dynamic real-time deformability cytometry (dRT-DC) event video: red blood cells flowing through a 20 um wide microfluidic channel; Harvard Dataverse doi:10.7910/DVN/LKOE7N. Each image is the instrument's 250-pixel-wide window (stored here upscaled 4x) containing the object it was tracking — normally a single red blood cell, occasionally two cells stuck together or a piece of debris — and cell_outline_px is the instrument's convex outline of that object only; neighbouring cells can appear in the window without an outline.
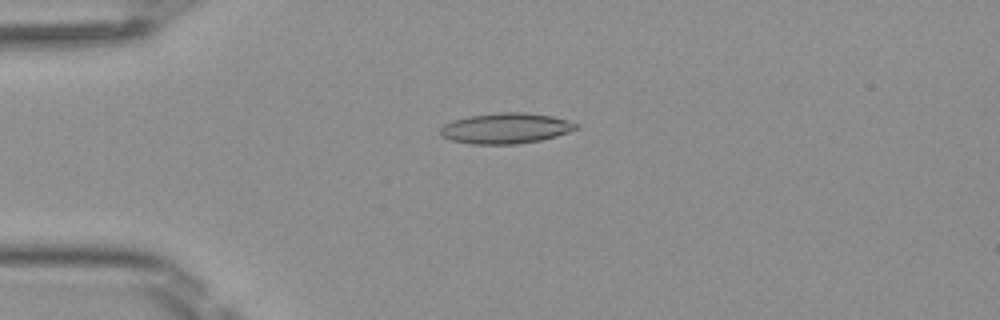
{"species": "Egyptian fruit bat (a non-hibernating species)", "species_latin": "Rousettus aegyptiacus", "temperature_condition": "room temperature", "stored_images_in_passage": 40, "camera_frame_rate_fps": 3000, "um_per_image_px": 0.085, "frame": {"image": 1, "passage_image": 3, "time_ms": 0.667, "image_size_px": [1000, 320], "cell_outline_px": [[580, 128], [556, 136], [540, 140], [516, 144], [472, 144], [452, 140], [440, 136], [440, 128], [444, 124], [452, 120], [468, 116], [500, 112], [524, 112], [552, 116], [580, 124]], "centroid_in_image_um": [42.99, 10.9], "position_along_channel_um": 42.0, "area_um2": 24.28}}
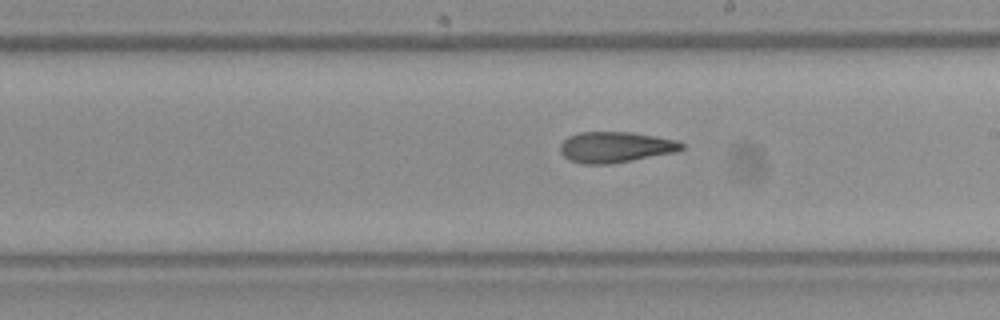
{"frame": {"image": 2, "passage_image": 19, "time_ms": 6.0, "image_size_px": [1000, 320], "cell_outline_px": [[684, 148], [676, 152], [632, 160], [608, 164], [580, 164], [568, 160], [560, 152], [560, 144], [568, 136], [580, 132], [632, 132], [656, 136], [676, 140], [684, 144]], "centroid_in_image_um": [52.29, 12.5], "position_along_channel_um": 236.7, "area_um2": 21.91}}
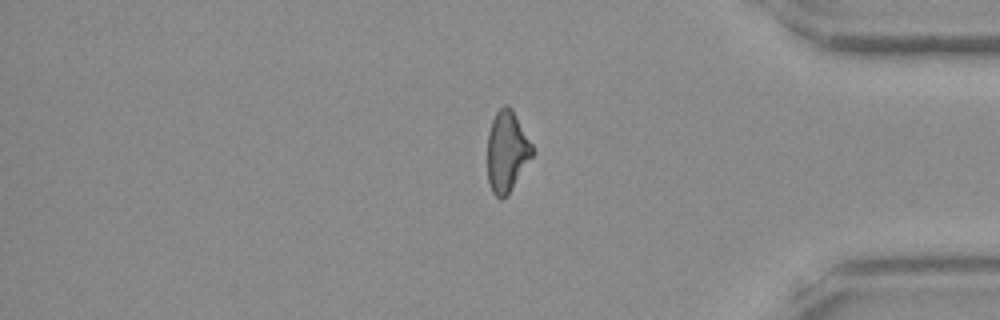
{"frame": {"image": 3, "passage_image": 32, "time_ms": 10.333, "image_size_px": [1000, 320], "cell_outline_px": [[536, 152], [508, 196], [500, 200], [492, 192], [488, 184], [488, 132], [492, 120], [496, 112], [504, 104], [508, 104], [512, 108], [532, 144]], "centroid_in_image_um": [43.1, 12.9], "position_along_channel_um": 392.1, "area_um2": 21.62}, "authors_computed_cell_mechanics": {"area_um2": 22.0218, "velocity_mm_per_s": 4.113, "shape_relaxation_time_tau1_ms": null, "shape_relaxation_time_tau2_ms": 4.9947, "deformation_change_tau1": null, "deformation_change_tau2": 0.1573}}